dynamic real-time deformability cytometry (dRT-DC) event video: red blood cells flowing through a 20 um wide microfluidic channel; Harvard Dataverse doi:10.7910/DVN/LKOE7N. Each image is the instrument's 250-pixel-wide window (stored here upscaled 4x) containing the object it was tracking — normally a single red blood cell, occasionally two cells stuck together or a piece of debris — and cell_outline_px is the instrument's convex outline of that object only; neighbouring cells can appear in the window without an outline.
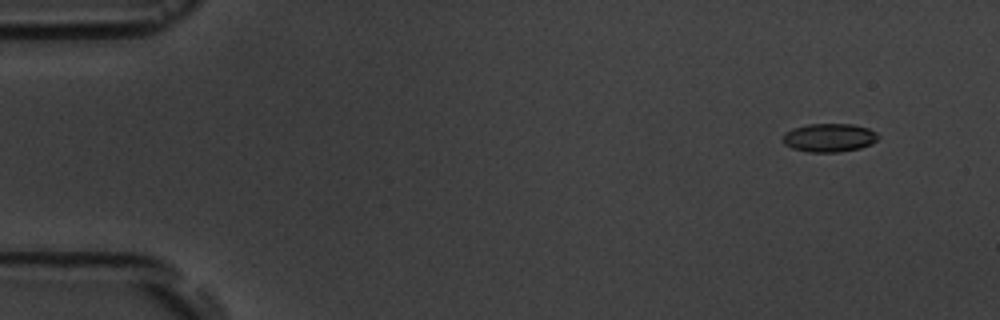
{"species": "common noctule bat (a hibernating species)", "species_latin": "Nyctalus noctula", "temperature_condition": "room temperature", "stored_images_in_passage": 6, "camera_frame_rate_fps": 3000, "um_per_image_px": 0.085, "animal": {"sex": "male", "body_mass_g": 19.5, "forearm_length_mm": 54.6}, "frame": {"image": 1, "passage_image": 2, "time_ms": 1.0, "image_size_px": [1000, 320], "cell_outline_px": [[880, 136], [872, 144], [860, 148], [840, 152], [808, 152], [792, 148], [784, 144], [784, 132], [792, 128], [808, 124], [852, 124], [868, 128], [876, 132]], "centroid_in_image_um": [70.49, 11.7], "position_along_channel_um": 14.5, "area_um2": 15.9}}
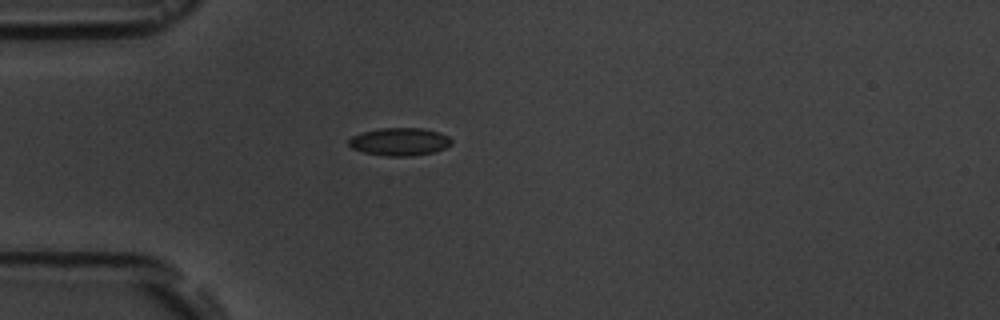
{"frame": {"image": 2, "passage_image": 5, "time_ms": 4.667, "image_size_px": [1000, 320], "cell_outline_px": [[452, 144], [444, 148], [432, 152], [408, 156], [388, 156], [364, 152], [352, 148], [348, 144], [348, 140], [352, 136], [364, 132], [380, 128], [424, 128], [440, 132], [448, 136], [452, 140]], "centroid_in_image_um": [33.98, 12.03], "position_along_channel_um": 51.0, "area_um2": 16.53}}